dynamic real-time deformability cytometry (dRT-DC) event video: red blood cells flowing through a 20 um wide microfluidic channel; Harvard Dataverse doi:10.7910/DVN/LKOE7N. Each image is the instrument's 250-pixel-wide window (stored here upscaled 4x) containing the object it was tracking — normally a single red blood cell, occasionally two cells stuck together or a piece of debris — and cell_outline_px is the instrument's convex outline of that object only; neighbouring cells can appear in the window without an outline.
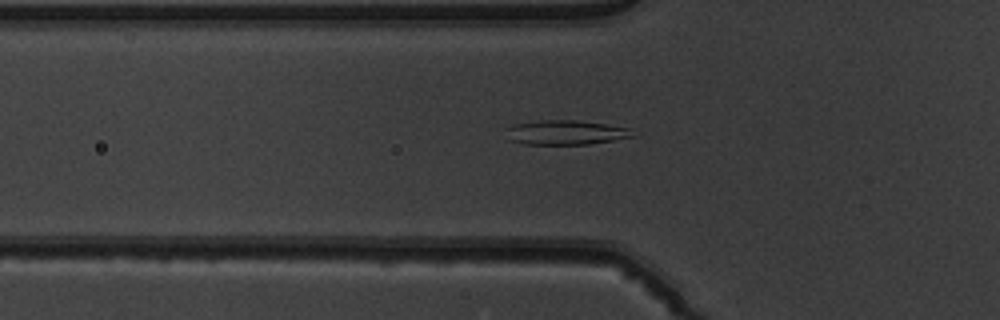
{"species": "common noctule bat (a hibernating species)", "species_latin": "Nyctalus noctula", "temperature_condition": "warm", "stored_images_in_passage": 41, "camera_frame_rate_fps": 3000, "um_per_image_px": 0.085, "animal": {"sex": "male", "body_mass_g": 19.5, "forearm_length_mm": 54.6}, "frame": {"image": 1, "passage_image": 8, "time_ms": 2.333, "image_size_px": [1000, 320], "cell_outline_px": [[636, 136], [588, 144], [524, 144], [508, 140], [504, 128], [512, 124], [540, 120], [576, 120], [604, 124], [628, 128]], "centroid_in_image_um": [47.99, 11.26], "position_along_channel_um": 77.8, "area_um2": 18.09}}
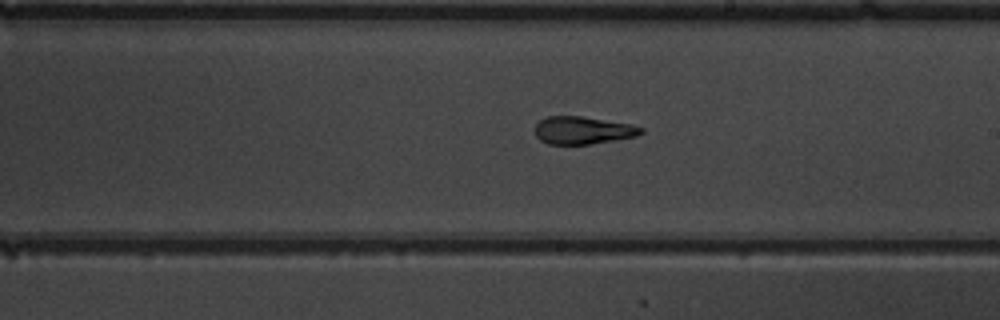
{"frame": {"image": 2, "passage_image": 20, "time_ms": 6.333, "image_size_px": [1000, 320], "cell_outline_px": [[644, 132], [636, 136], [588, 144], [548, 144], [540, 140], [536, 136], [536, 124], [540, 120], [548, 116], [580, 116], [632, 124], [644, 128]], "centroid_in_image_um": [49.54, 11.07], "position_along_channel_um": 239.5, "area_um2": 16.94}}
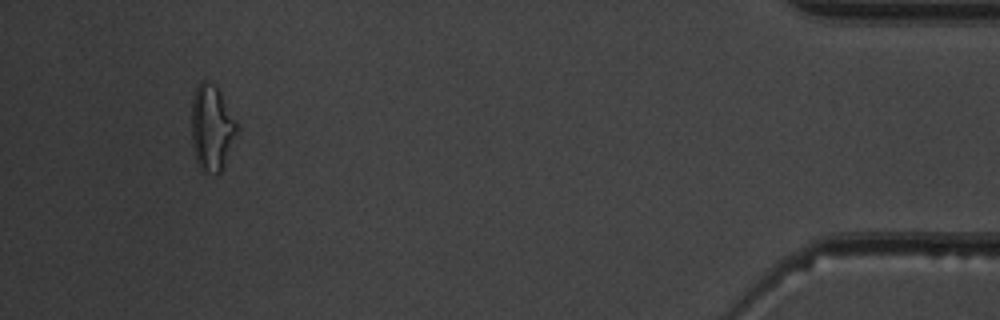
{"frame": {"image": 3, "passage_image": 38, "time_ms": 12.333, "image_size_px": [1000, 320], "cell_outline_px": [[236, 132], [220, 172], [216, 176], [200, 172], [196, 160], [192, 144], [192, 96], [196, 84], [200, 80], [204, 80], [212, 84], [220, 92], [236, 120]], "centroid_in_image_um": [17.95, 10.88], "position_along_channel_um": 417.3, "area_um2": 22.54}, "authors_computed_cell_mechanics": {"area_um2": 18.0914, "velocity_mm_per_s": 4.0366, "shape_relaxation_time_tau1_ms": null, "shape_relaxation_time_tau2_ms": 2.2419, "deformation_change_tau1": null, "deformation_change_tau2": 0.0905}}